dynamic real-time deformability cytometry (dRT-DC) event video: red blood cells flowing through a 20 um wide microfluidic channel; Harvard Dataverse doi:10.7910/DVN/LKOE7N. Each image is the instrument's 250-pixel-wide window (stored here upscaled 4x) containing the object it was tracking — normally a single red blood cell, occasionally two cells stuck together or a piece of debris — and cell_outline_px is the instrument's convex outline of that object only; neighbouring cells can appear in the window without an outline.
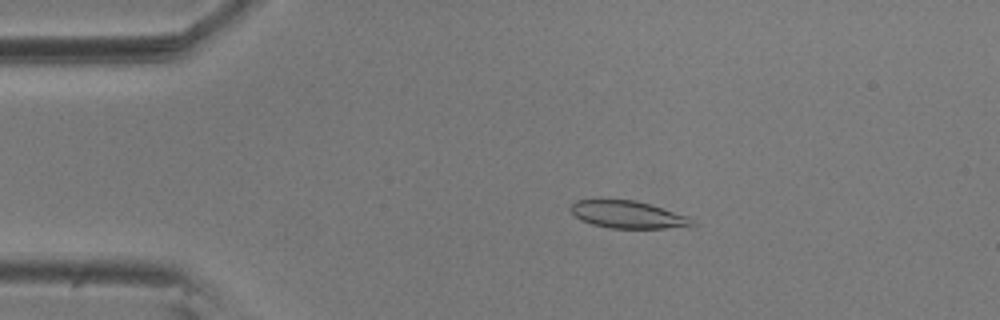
{"species": "common noctule bat (a hibernating species)", "species_latin": "Nyctalus noctula", "temperature_condition": "room temperature", "stored_images_in_passage": 18, "camera_frame_rate_fps": 3000, "um_per_image_px": 0.085, "animal": {"sex": "male", "body_mass_g": 20.5, "forearm_length_mm": 52.5}, "frame": {"image": 1, "passage_image": 10, "time_ms": 3.0, "image_size_px": [1000, 320], "cell_outline_px": [[696, 224], [664, 228], [608, 228], [592, 224], [580, 220], [568, 208], [576, 200], [636, 200], [688, 216]], "centroid_in_image_um": [53.31, 18.24], "position_along_channel_um": 31.7, "area_um2": 19.07}}
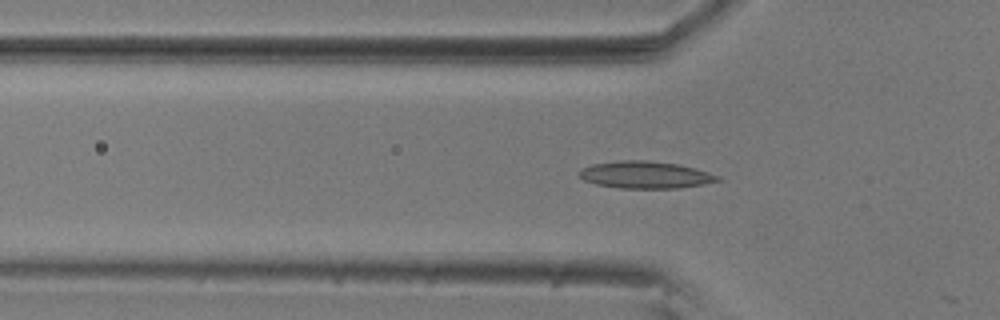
{"frame": {"image": 2, "passage_image": 17, "time_ms": 5.333, "image_size_px": [1000, 320], "cell_outline_px": [[720, 180], [680, 188], [620, 188], [596, 184], [584, 180], [580, 176], [580, 168], [592, 164], [620, 160], [648, 160], [676, 164], [696, 168], [720, 176]], "centroid_in_image_um": [54.83, 14.85], "position_along_channel_um": 71.0, "area_um2": 21.73}}